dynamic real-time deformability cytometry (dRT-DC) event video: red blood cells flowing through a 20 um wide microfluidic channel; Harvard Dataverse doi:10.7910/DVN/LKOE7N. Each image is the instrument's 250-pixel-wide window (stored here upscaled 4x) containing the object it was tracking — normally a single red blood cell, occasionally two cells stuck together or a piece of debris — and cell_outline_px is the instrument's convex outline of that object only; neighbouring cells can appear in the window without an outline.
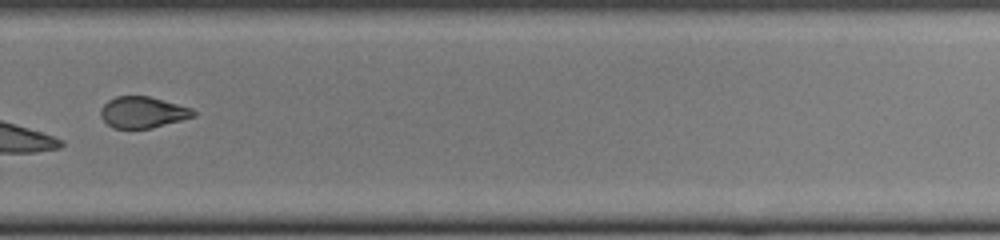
{"species": "common noctule bat (a hibernating species)", "species_latin": "Nyctalus noctula", "temperature_condition": "cold", "stored_images_in_passage": 31, "camera_frame_rate_fps": 3000, "um_per_image_px": 0.085, "animal": {"sex": "female", "body_mass_g": 22.0, "forearm_length_mm": 56.7}, "frame": {"image": 1, "passage_image": 27, "time_ms": 8.667, "image_size_px": [1000, 240], "cell_outline_px": [[196, 116], [152, 128], [112, 128], [100, 116], [100, 108], [108, 100], [116, 96], [148, 96], [192, 108], [196, 112]], "centroid_in_image_um": [12.13, 9.54], "position_along_channel_um": 317.7, "area_um2": 16.88}, "authors_computed_cell_mechanics": {"area_um2": 18.207, "velocity_mm_per_s": 4.0293, "shape_relaxation_time_tau1_ms": 6.4329, "shape_relaxation_time_tau2_ms": 2.1082, "deformation_change_tau1": 0.1662, "deformation_change_tau2": 0.0797}}